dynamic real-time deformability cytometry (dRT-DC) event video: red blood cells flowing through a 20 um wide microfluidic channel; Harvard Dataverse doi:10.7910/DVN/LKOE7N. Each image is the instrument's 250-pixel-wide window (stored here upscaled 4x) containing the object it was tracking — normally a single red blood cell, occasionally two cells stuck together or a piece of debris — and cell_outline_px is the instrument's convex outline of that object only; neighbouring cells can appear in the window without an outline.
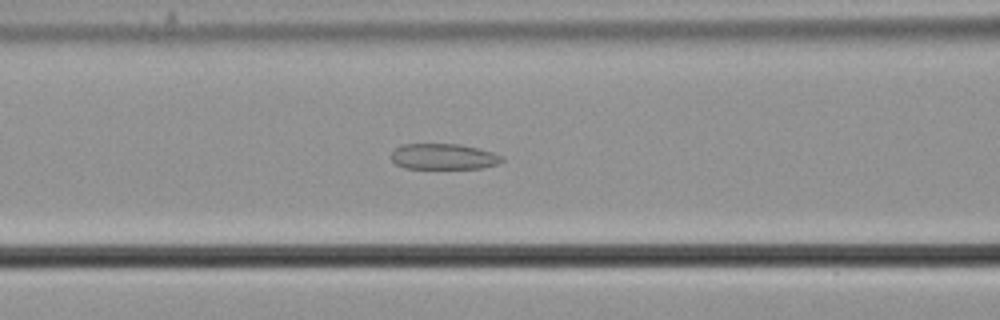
{"species": "common noctule bat (a hibernating species)", "species_latin": "Nyctalus noctula", "temperature_condition": "cold", "stored_images_in_passage": 54, "camera_frame_rate_fps": 3000, "um_per_image_px": 0.085, "animal": {"sex": "male", "body_mass_g": 21.5, "forearm_length_mm": 52.0}, "frame": {"image": 1, "passage_image": 23, "time_ms": 7.333, "image_size_px": [1000, 320], "cell_outline_px": [[504, 160], [496, 164], [480, 168], [404, 168], [396, 164], [392, 160], [392, 152], [396, 148], [404, 144], [460, 144], [492, 152], [504, 156]], "centroid_in_image_um": [37.71, 13.31], "position_along_channel_um": 128.9, "area_um2": 16.47}}
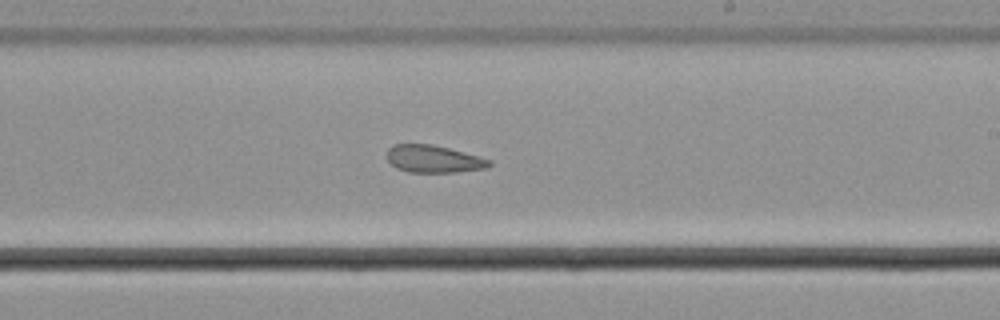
{"frame": {"image": 2, "passage_image": 33, "time_ms": 10.667, "image_size_px": [1000, 320], "cell_outline_px": [[492, 164], [488, 168], [456, 172], [408, 172], [396, 168], [388, 160], [388, 148], [396, 144], [432, 144], [448, 148], [492, 160]], "centroid_in_image_um": [36.87, 13.52], "position_along_channel_um": 252.1, "area_um2": 16.24}}
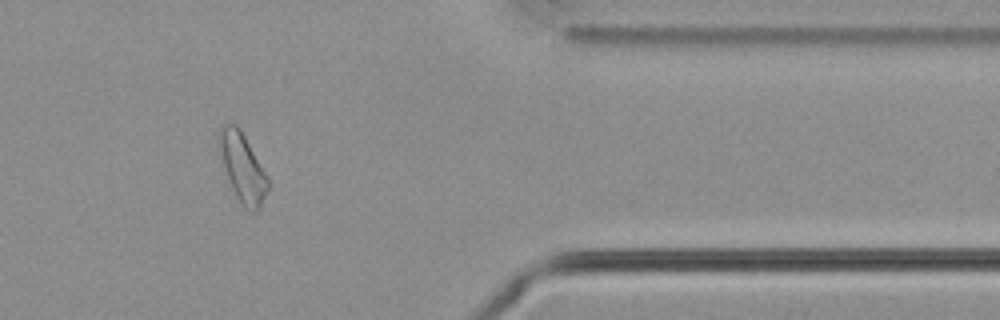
{"frame": {"image": 3, "passage_image": 46, "time_ms": 15.0, "image_size_px": [1000, 320], "cell_outline_px": [[268, 188], [260, 208], [256, 212], [252, 212], [244, 208], [236, 196], [232, 188], [224, 168], [216, 144], [220, 128], [224, 124], [236, 124], [240, 128], [264, 172], [268, 180]], "centroid_in_image_um": [20.57, 14.24], "position_along_channel_um": 390.8, "area_um2": 19.25}, "authors_computed_cell_mechanics": {"area_um2": 19.1896, "velocity_mm_per_s": 3.7098, "shape_relaxation_time_tau1_ms": null, "shape_relaxation_time_tau2_ms": 11.0413, "deformation_change_tau1": null, "deformation_change_tau2": 0.2155}}